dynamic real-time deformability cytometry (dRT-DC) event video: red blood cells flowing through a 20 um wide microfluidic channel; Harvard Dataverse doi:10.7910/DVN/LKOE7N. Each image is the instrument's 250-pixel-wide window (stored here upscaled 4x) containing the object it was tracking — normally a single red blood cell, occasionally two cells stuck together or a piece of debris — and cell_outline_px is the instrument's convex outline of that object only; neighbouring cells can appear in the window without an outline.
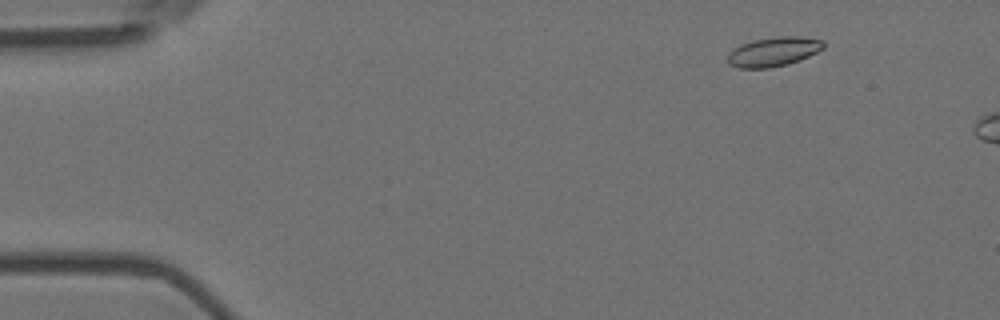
{"species": "Egyptian fruit bat (a non-hibernating species)", "species_latin": "Rousettus aegyptiacus", "temperature_condition": "room temperature", "stored_images_in_passage": 10, "camera_frame_rate_fps": 3000, "um_per_image_px": 0.085, "animal": {"sex": "female"}, "frame": {"image": 1, "passage_image": 5, "time_ms": 1.333, "image_size_px": [1000, 320], "cell_outline_px": [[824, 48], [800, 60], [788, 64], [772, 68], [736, 68], [728, 64], [728, 52], [732, 48], [740, 44], [752, 40], [776, 36], [800, 36], [824, 40]], "centroid_in_image_um": [65.72, 4.39], "position_along_channel_um": 19.3, "area_um2": 16.7}}